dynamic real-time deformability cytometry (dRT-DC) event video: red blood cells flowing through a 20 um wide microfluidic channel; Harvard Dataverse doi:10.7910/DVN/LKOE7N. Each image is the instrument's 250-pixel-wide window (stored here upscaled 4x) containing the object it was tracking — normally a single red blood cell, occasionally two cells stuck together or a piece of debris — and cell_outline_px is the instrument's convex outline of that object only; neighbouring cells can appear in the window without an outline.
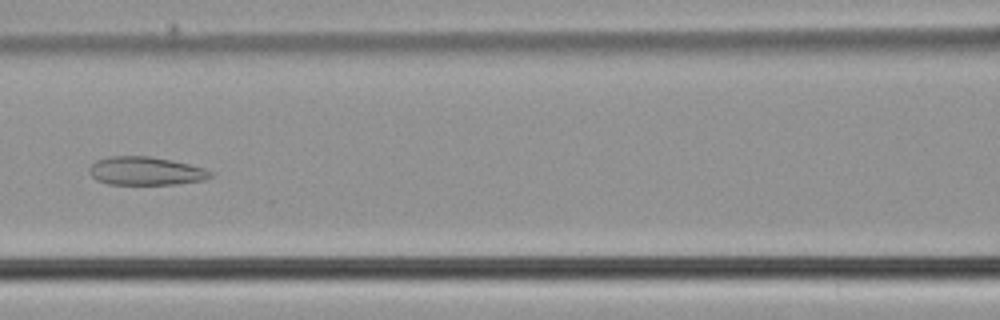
{"species": "common noctule bat (a hibernating species)", "species_latin": "Nyctalus noctula", "temperature_condition": "cold", "stored_images_in_passage": 41, "camera_frame_rate_fps": 3000, "um_per_image_px": 0.085, "animal": {"sex": "male", "body_mass_g": 21.5, "forearm_length_mm": 52.0}, "frame": {"image": 1, "passage_image": 17, "time_ms": 5.333, "image_size_px": [1000, 320], "cell_outline_px": [[212, 176], [204, 180], [176, 184], [108, 184], [96, 180], [88, 172], [88, 168], [96, 160], [108, 156], [148, 156], [172, 160], [204, 168], [212, 172]], "centroid_in_image_um": [12.35, 14.53], "position_along_channel_um": 154.2, "area_um2": 20.06}}
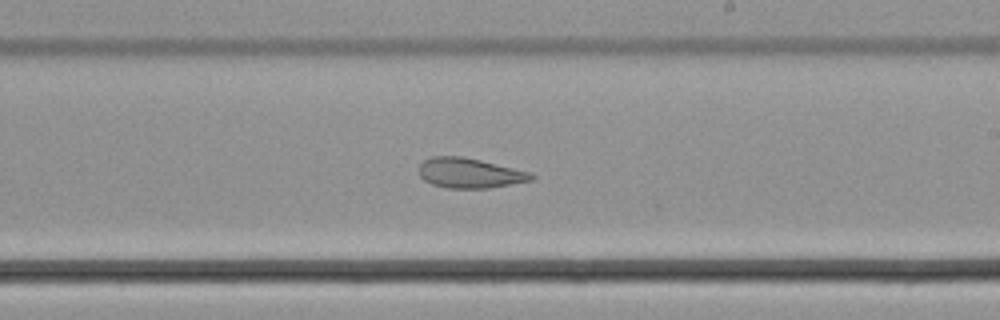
{"frame": {"image": 2, "passage_image": 24, "time_ms": 7.667, "image_size_px": [1000, 320], "cell_outline_px": [[536, 176], [532, 180], [488, 188], [448, 188], [432, 184], [424, 180], [420, 176], [420, 164], [424, 160], [432, 156], [464, 156], [528, 172]], "centroid_in_image_um": [39.88, 14.71], "position_along_channel_um": 249.1, "area_um2": 19.36}}
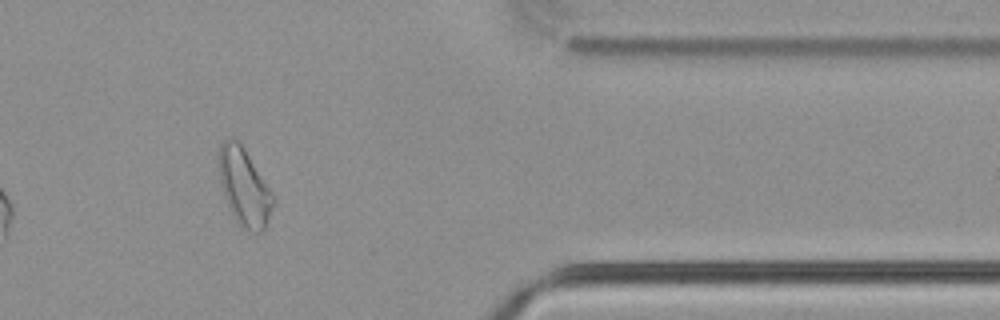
{"frame": {"image": 3, "passage_image": 36, "time_ms": 11.667, "image_size_px": [1000, 320], "cell_outline_px": [[276, 200], [264, 232], [256, 232], [240, 228], [228, 204], [220, 180], [216, 156], [220, 144], [228, 136], [232, 136], [244, 148], [276, 196]], "centroid_in_image_um": [20.78, 15.88], "position_along_channel_um": 390.6, "area_um2": 24.97}}